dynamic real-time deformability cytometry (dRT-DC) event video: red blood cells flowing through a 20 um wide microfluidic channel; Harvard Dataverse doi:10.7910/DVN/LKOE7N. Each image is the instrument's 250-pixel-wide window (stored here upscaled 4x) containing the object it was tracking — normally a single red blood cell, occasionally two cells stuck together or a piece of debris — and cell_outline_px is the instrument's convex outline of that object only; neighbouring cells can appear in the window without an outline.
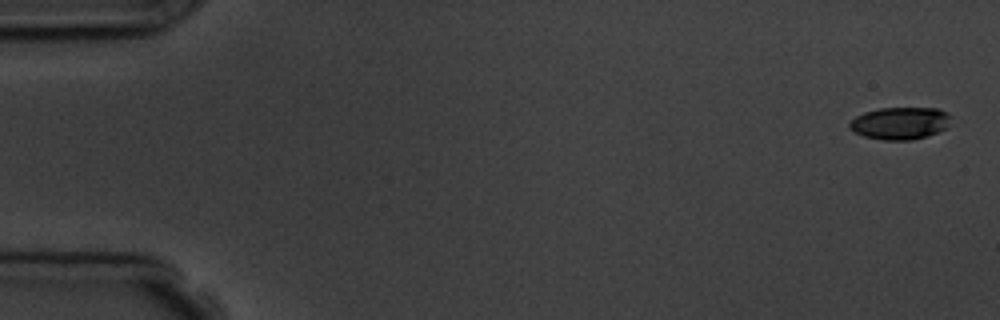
{"species": "common noctule bat (a hibernating species)", "species_latin": "Nyctalus noctula", "temperature_condition": "room temperature", "stored_images_in_passage": 6, "camera_frame_rate_fps": 3000, "um_per_image_px": 0.085, "animal": {"sex": "male", "body_mass_g": 19.5, "forearm_length_mm": 54.6}, "frame": {"image": 1, "passage_image": 1, "time_ms": 0.0, "image_size_px": [1000, 320], "cell_outline_px": [[948, 128], [928, 136], [912, 140], [884, 140], [864, 136], [848, 128], [848, 124], [856, 116], [864, 112], [880, 108], [936, 108], [948, 112]], "centroid_in_image_um": [76.5, 10.47], "position_along_channel_um": 8.5, "area_um2": 19.07}}
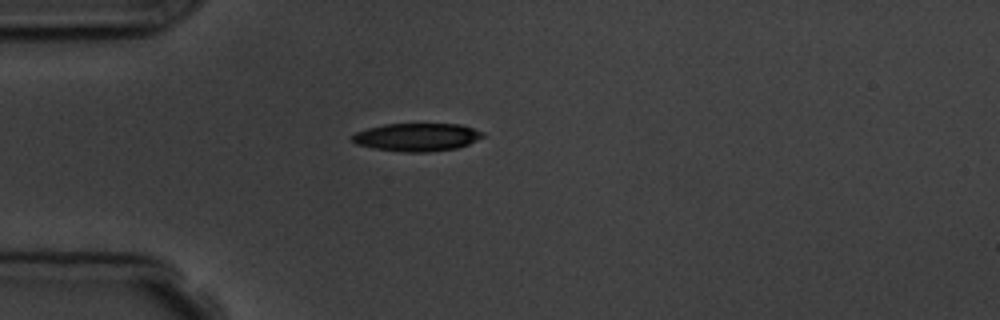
{"frame": {"image": 2, "passage_image": 5, "time_ms": 4.667, "image_size_px": [1000, 320], "cell_outline_px": [[484, 136], [468, 144], [456, 148], [428, 152], [404, 152], [372, 148], [356, 144], [352, 140], [352, 136], [356, 132], [368, 128], [384, 124], [460, 124], [484, 132]], "centroid_in_image_um": [35.43, 11.66], "position_along_channel_um": 49.6, "area_um2": 21.21}}